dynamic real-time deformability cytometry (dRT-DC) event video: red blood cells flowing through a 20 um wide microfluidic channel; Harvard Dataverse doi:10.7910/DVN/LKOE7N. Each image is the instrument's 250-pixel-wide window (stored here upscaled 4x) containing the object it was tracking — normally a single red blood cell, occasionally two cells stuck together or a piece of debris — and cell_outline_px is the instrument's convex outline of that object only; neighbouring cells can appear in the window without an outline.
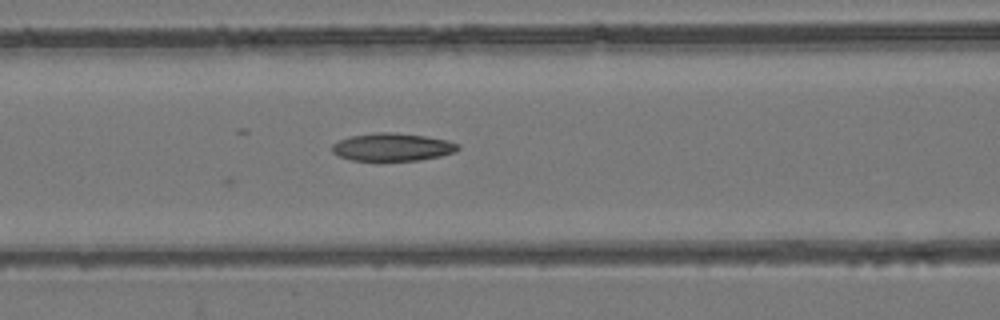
{"species": "common noctule bat (a hibernating species)", "species_latin": "Nyctalus noctula", "temperature_condition": "room temperature", "stored_images_in_passage": 7, "camera_frame_rate_fps": 3000, "um_per_image_px": 0.085, "animal": {"sex": "female", "body_mass_g": 24.6, "forearm_length_mm": 56.2}, "frame": {"image": 1, "passage_image": 7, "time_ms": 2.0, "image_size_px": [1000, 320], "cell_outline_px": [[460, 148], [456, 152], [440, 156], [416, 160], [352, 160], [340, 156], [332, 152], [332, 144], [340, 140], [352, 136], [372, 132], [392, 132], [424, 136], [448, 140], [460, 144]], "centroid_in_image_um": [33.38, 12.49], "position_along_channel_um": 133.2, "area_um2": 20.29}}